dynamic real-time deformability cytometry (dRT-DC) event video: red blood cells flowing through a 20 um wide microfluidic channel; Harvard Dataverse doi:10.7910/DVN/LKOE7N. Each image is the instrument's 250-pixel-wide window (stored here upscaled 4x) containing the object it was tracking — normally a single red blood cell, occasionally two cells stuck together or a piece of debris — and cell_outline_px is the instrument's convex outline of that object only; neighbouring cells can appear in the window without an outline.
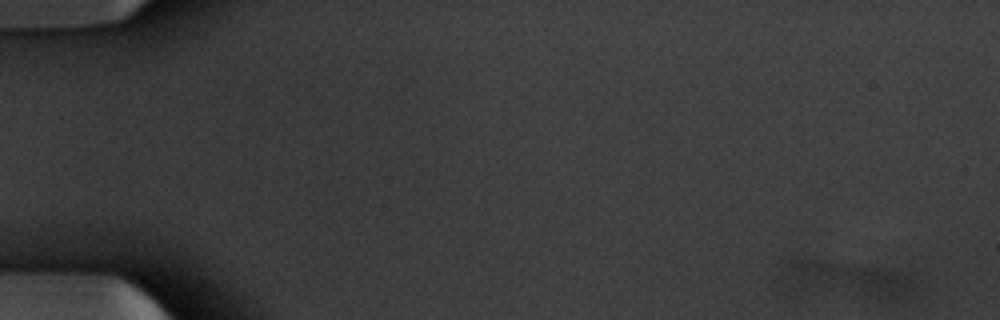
{"species": "common noctule bat (a hibernating species)", "species_latin": "Nyctalus noctula", "temperature_condition": "warm", "stored_images_in_passage": 52, "segment_of_instrument_passage": [1, 2], "camera_frame_rate_fps": 3000, "um_per_image_px": 0.085, "animal": {"sex": "male", "body_mass_g": 20.1, "forearm_length_mm": 53.5}, "frame": {"image": 1, "passage_image": 1, "time_ms": 0.0, "image_size_px": [1000, 320], "cell_outline_px": [[920, 288], [916, 296], [908, 300], [876, 300], [792, 288], [788, 284], [784, 268], [784, 264], [796, 256], [804, 256], [880, 268], [900, 272], [920, 280]], "centroid_in_image_um": [72.22, 23.76], "position_along_channel_um": 12.8, "area_um2": 29.59}}